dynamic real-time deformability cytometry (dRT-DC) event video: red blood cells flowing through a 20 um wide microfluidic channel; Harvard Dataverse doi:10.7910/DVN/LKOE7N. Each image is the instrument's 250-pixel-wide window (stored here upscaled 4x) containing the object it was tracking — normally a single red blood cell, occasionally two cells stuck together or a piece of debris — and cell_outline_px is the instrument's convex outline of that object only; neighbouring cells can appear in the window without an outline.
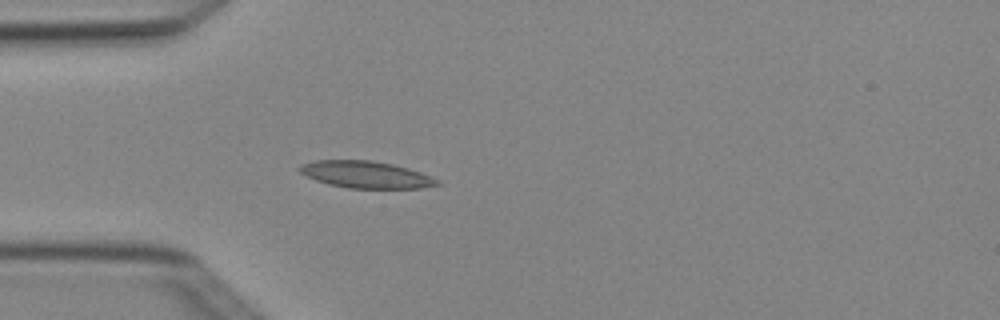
{"species": "Egyptian fruit bat (a non-hibernating species)", "species_latin": "Rousettus aegyptiacus", "temperature_condition": "cold", "stored_images_in_passage": 3, "camera_frame_rate_fps": 3000, "um_per_image_px": 0.085, "animal": {"sex": "female"}, "frame": {"image": 1, "passage_image": 3, "time_ms": 0.667, "image_size_px": [1000, 320], "cell_outline_px": [[440, 184], [420, 188], [348, 188], [328, 184], [316, 180], [300, 172], [296, 168], [300, 164], [316, 160], [372, 160], [392, 164], [408, 168], [420, 172], [440, 180]], "centroid_in_image_um": [31.08, 14.83], "position_along_channel_um": 53.9, "area_um2": 21.56}}